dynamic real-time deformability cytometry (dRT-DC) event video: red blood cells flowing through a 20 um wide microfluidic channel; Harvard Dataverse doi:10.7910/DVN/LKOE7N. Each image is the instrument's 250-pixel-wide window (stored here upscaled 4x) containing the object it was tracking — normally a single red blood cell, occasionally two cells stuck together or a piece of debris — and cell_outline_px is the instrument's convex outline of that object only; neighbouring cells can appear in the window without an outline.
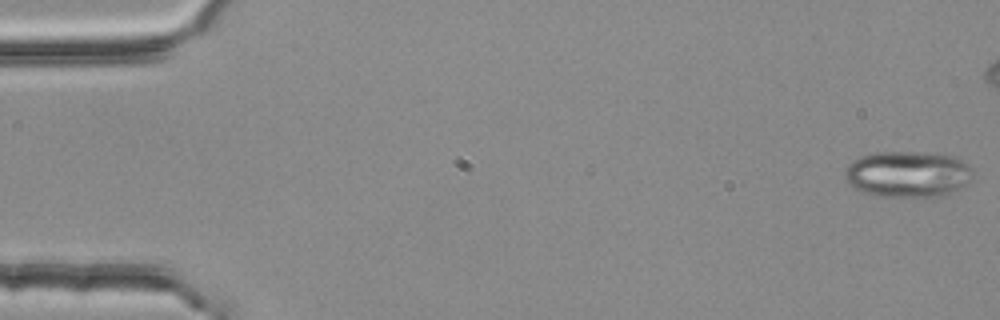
{"species": "common noctule bat (a hibernating species)", "species_latin": "Nyctalus noctula", "temperature_condition": "room temperature", "stored_images_in_passage": 55, "camera_frame_rate_fps": 3000, "um_per_image_px": 0.085, "animal": {"sex": "female", "body_mass_g": 25.1}, "frame": {"image": 1, "passage_image": 1, "time_ms": 0.0, "image_size_px": [1000, 320], "cell_outline_px": [[972, 180], [960, 188], [944, 196], [876, 196], [864, 192], [848, 184], [844, 176], [844, 172], [848, 164], [852, 160], [860, 156], [872, 152], [924, 152], [952, 156], [968, 164], [972, 168]], "centroid_in_image_um": [77.14, 14.79], "position_along_channel_um": 7.9, "area_um2": 34.62}}
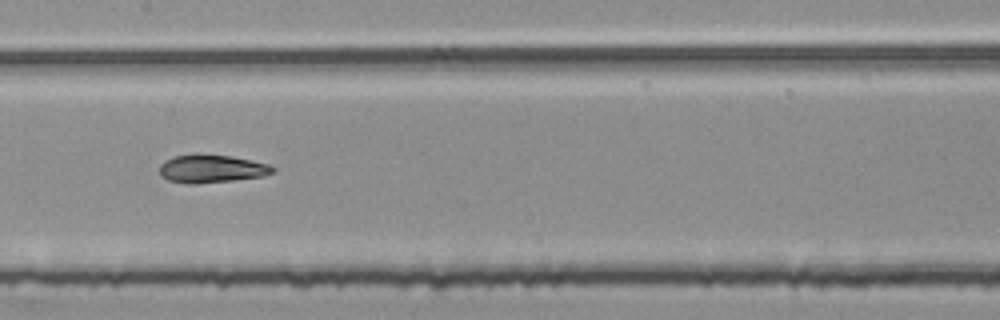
{"frame": {"image": 2, "passage_image": 27, "time_ms": 8.667, "image_size_px": [1000, 320], "cell_outline_px": [[276, 172], [264, 176], [232, 180], [196, 184], [188, 184], [168, 180], [160, 176], [160, 164], [164, 160], [172, 156], [196, 152], [200, 152], [232, 156], [252, 160], [268, 164], [276, 168]], "centroid_in_image_um": [17.96, 14.31], "position_along_channel_um": 189.4, "area_um2": 19.13}}
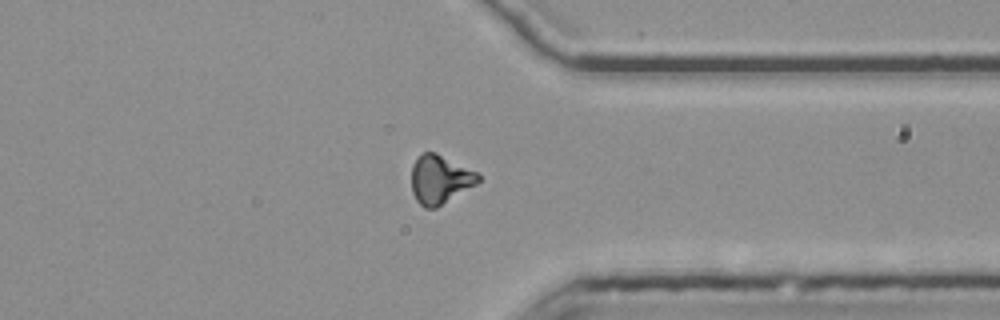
{"frame": {"image": 3, "passage_image": 42, "time_ms": 13.667, "image_size_px": [1000, 320], "cell_outline_px": [[480, 180], [476, 184], [436, 208], [424, 208], [416, 200], [412, 192], [412, 164], [416, 156], [424, 152], [436, 152], [476, 172], [480, 176]], "centroid_in_image_um": [37.36, 15.24], "position_along_channel_um": 374.0, "area_um2": 18.84}, "authors_computed_cell_mechanics": {"area_um2": 18.8428, "velocity_mm_per_s": 3.7863, "shape_relaxation_time_tau1_ms": 4.7314, "shape_relaxation_time_tau2_ms": 2.1659, "deformation_change_tau1": 0.1674, "deformation_change_tau2": 0.0991}}